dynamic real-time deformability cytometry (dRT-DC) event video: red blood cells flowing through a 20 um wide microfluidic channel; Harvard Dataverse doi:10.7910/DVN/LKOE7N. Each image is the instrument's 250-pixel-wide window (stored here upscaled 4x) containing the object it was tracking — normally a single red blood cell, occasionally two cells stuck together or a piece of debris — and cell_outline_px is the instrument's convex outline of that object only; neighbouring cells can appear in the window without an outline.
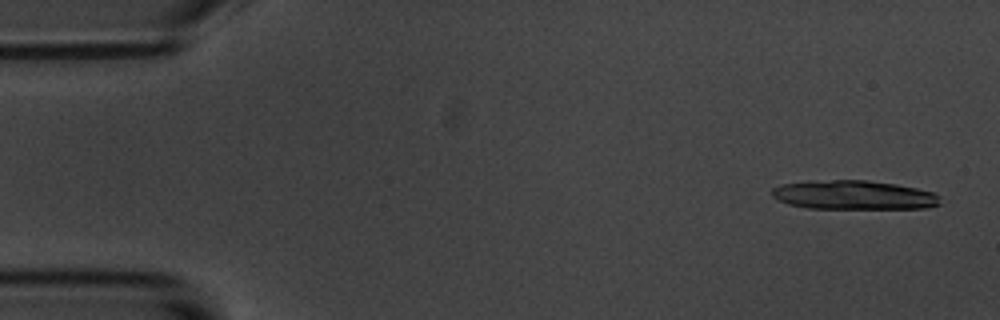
{"species": "common noctule bat (a hibernating species)", "species_latin": "Nyctalus noctula", "temperature_condition": "room temperature", "stored_images_in_passage": 15, "camera_frame_rate_fps": 3000, "um_per_image_px": 0.085, "animal": {"sex": "male", "body_mass_g": 20.1, "forearm_length_mm": 53.5}, "frame": {"image": 1, "passage_image": 3, "time_ms": 0.667, "image_size_px": [1000, 320], "cell_outline_px": [[940, 204], [924, 208], [808, 208], [788, 204], [772, 196], [772, 188], [780, 184], [812, 180], [868, 180], [896, 184], [916, 188], [932, 192], [940, 196]], "centroid_in_image_um": [72.55, 16.56], "position_along_channel_um": 12.5, "area_um2": 28.5}}